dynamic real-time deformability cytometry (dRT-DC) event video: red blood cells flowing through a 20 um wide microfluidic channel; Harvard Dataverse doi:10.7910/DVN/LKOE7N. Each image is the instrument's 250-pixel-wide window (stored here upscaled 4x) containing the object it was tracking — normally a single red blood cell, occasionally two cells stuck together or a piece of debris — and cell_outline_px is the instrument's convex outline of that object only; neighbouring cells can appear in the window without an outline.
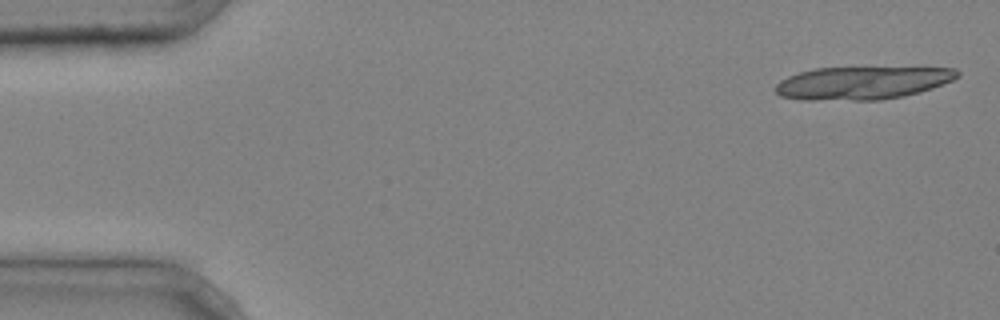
{"species": "common noctule bat (a hibernating species)", "species_latin": "Nyctalus noctula", "temperature_condition": "cold", "stored_images_in_passage": 5, "camera_frame_rate_fps": 3000, "um_per_image_px": 0.085, "animal": {"sex": "male", "body_mass_g": 20.4}, "frame": {"image": 1, "passage_image": 1, "time_ms": 0.0, "image_size_px": [1000, 320], "cell_outline_px": [[960, 76], [944, 84], [920, 92], [904, 96], [880, 100], [800, 100], [780, 96], [776, 92], [776, 84], [780, 80], [788, 76], [800, 72], [816, 68], [956, 68], [960, 72]], "centroid_in_image_um": [73.29, 7.06], "position_along_channel_um": 11.7, "area_um2": 34.85}}
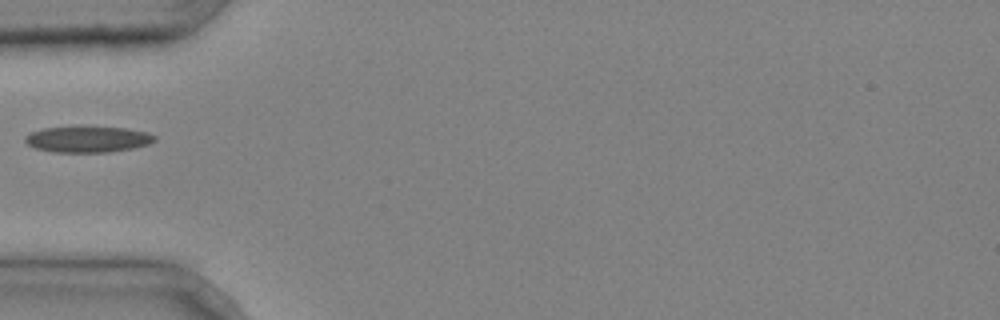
{"frame": {"image": 2, "passage_image": 5, "time_ms": 1.333, "image_size_px": [1000, 320], "cell_outline_px": [[156, 140], [148, 144], [132, 148], [108, 152], [52, 152], [36, 148], [28, 144], [24, 140], [24, 136], [32, 132], [44, 128], [76, 124], [128, 128], [148, 132], [156, 136]], "centroid_in_image_um": [7.45, 11.79], "position_along_channel_um": 77.5, "area_um2": 20.46}}